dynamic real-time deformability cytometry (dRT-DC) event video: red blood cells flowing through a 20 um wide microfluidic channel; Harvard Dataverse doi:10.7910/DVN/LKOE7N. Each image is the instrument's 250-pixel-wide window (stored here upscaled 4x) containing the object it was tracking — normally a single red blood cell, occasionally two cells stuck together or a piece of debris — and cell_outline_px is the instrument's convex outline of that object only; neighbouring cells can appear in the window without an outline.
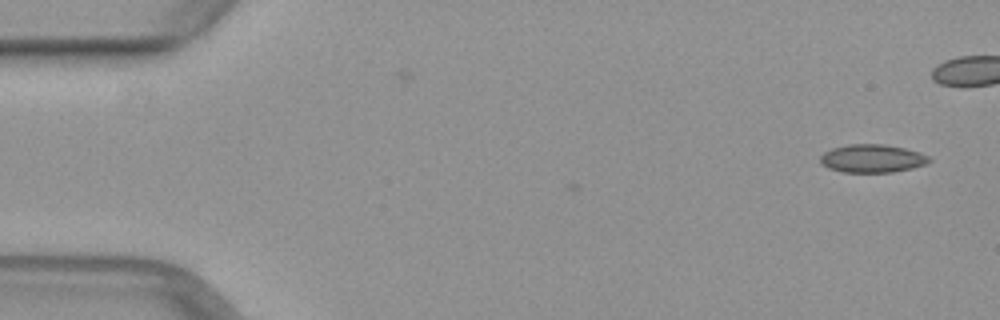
{"species": "common noctule bat (a hibernating species)", "species_latin": "Nyctalus noctula", "temperature_condition": "warm", "stored_images_in_passage": 39, "camera_frame_rate_fps": 3000, "um_per_image_px": 0.085, "animal": {"sex": "female", "body_mass_g": 29.2, "forearm_length_mm": 56.3}, "frame": {"image": 1, "passage_image": 1, "time_ms": 0.0, "image_size_px": [1000, 320], "cell_outline_px": [[932, 160], [928, 164], [912, 168], [892, 172], [840, 172], [828, 168], [820, 164], [820, 156], [824, 152], [832, 148], [848, 144], [884, 144], [904, 148], [920, 152], [928, 156]], "centroid_in_image_um": [74.13, 13.47], "position_along_channel_um": 10.9, "area_um2": 18.03}}
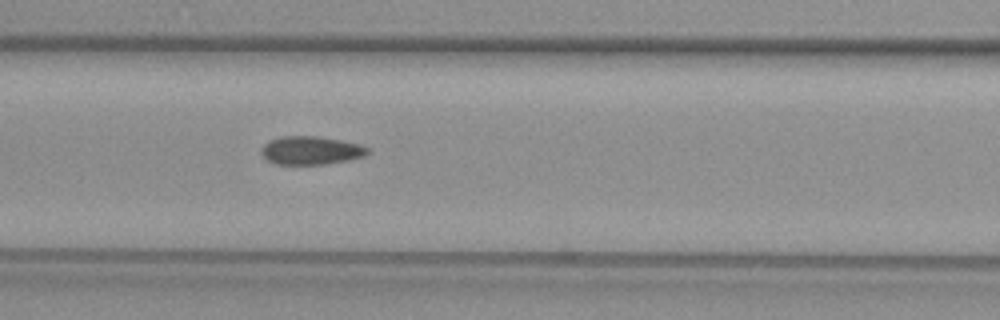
{"frame": {"image": 2, "passage_image": 20, "time_ms": 6.333, "image_size_px": [1000, 320], "cell_outline_px": [[368, 152], [364, 156], [348, 160], [320, 164], [276, 164], [268, 160], [260, 152], [264, 144], [268, 140], [284, 136], [316, 136], [340, 140], [360, 144], [368, 148]], "centroid_in_image_um": [26.41, 12.78], "position_along_channel_um": 140.2, "area_um2": 17.34}}
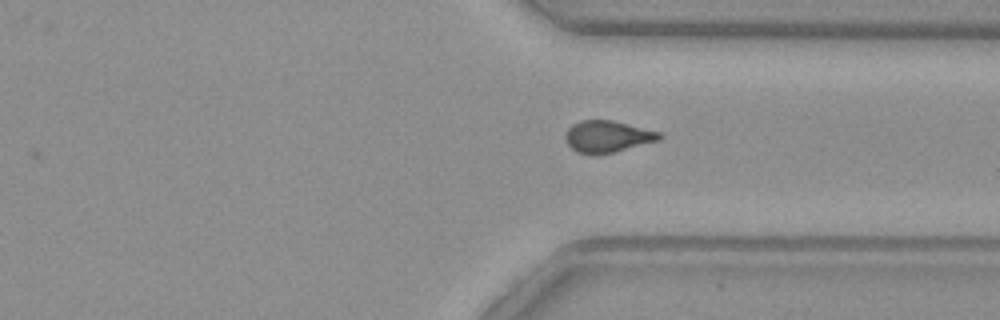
{"frame": {"image": 3, "passage_image": 36, "time_ms": 11.667, "image_size_px": [1000, 320], "cell_outline_px": [[664, 136], [660, 140], [596, 156], [576, 152], [568, 144], [564, 136], [568, 128], [572, 124], [580, 120], [612, 120], [660, 132]], "centroid_in_image_um": [51.61, 11.61], "position_along_channel_um": 359.8, "area_um2": 17.46}}